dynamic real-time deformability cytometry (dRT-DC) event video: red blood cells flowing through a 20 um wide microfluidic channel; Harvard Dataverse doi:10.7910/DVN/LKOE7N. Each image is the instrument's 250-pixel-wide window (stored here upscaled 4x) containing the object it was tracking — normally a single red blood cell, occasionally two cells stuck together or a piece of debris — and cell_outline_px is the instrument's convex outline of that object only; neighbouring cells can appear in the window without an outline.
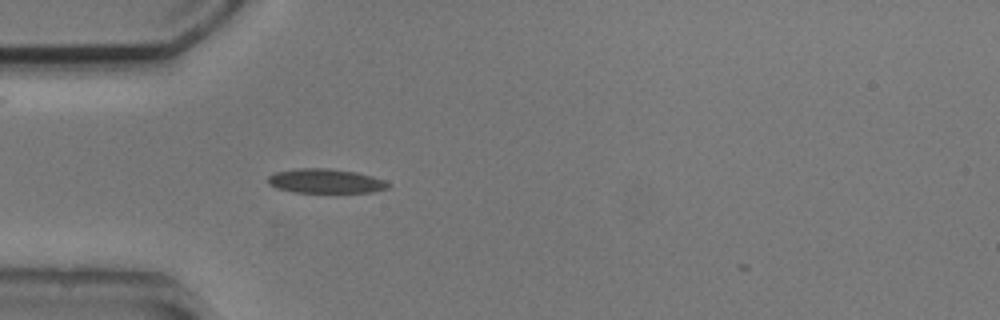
{"species": "common noctule bat (a hibernating species)", "species_latin": "Nyctalus noctula", "temperature_condition": "cold", "stored_images_in_passage": 34, "camera_frame_rate_fps": 3000, "um_per_image_px": 0.085, "animal": {"sex": "male", "body_mass_g": 20.5, "forearm_length_mm": 52.5}, "frame": {"image": 1, "passage_image": 1, "time_ms": 0.0, "image_size_px": [1000, 320], "cell_outline_px": [[388, 188], [372, 192], [292, 192], [276, 188], [268, 184], [268, 176], [276, 172], [296, 168], [328, 168], [356, 172], [372, 176], [384, 180], [388, 184]], "centroid_in_image_um": [27.63, 15.38], "position_along_channel_um": 57.4, "area_um2": 16.99}}
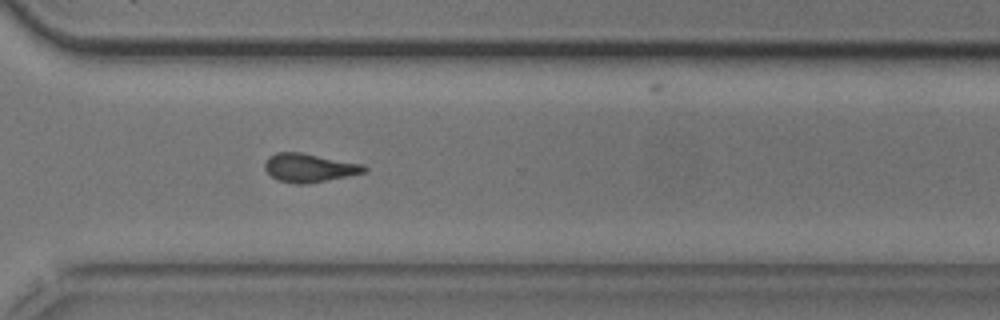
{"frame": {"image": 2, "passage_image": 24, "time_ms": 7.667, "image_size_px": [1000, 320], "cell_outline_px": [[368, 172], [308, 184], [292, 184], [276, 180], [264, 168], [264, 164], [268, 156], [276, 152], [300, 152], [364, 164], [368, 168]], "centroid_in_image_um": [26.3, 14.27], "position_along_channel_um": 344.3, "area_um2": 16.82}}
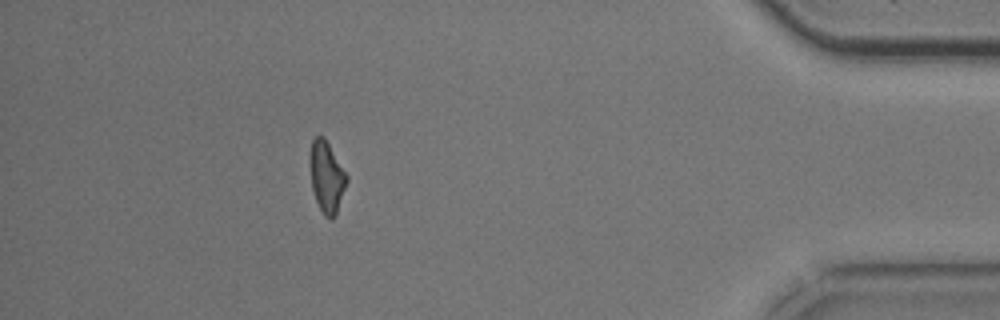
{"frame": {"image": 3, "passage_image": 33, "time_ms": 10.667, "image_size_px": [1000, 320], "cell_outline_px": [[348, 180], [336, 216], [332, 220], [324, 216], [316, 200], [312, 188], [308, 164], [308, 156], [312, 140], [316, 136], [324, 136], [348, 176]], "centroid_in_image_um": [27.75, 15.03], "position_along_channel_um": 407.5, "area_um2": 15.61}}